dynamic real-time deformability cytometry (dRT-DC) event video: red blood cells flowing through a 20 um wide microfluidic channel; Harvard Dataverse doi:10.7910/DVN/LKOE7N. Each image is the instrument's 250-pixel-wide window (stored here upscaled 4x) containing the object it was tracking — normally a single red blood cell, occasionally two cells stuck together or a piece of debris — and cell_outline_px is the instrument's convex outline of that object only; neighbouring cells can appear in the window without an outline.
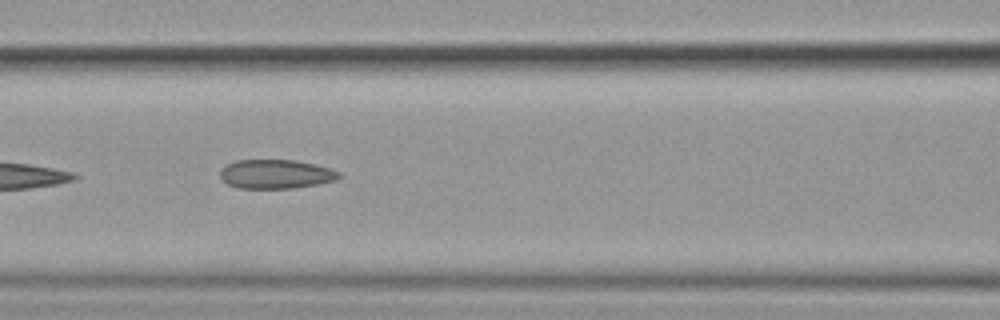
{"species": "common noctule bat (a hibernating species)", "species_latin": "Nyctalus noctula", "temperature_condition": "cold", "stored_images_in_passage": 25, "camera_frame_rate_fps": 3000, "um_per_image_px": 0.085, "animal": {"sex": "female", "body_mass_g": 19.9}, "frame": {"image": 1, "passage_image": 8, "time_ms": 2.333, "image_size_px": [1000, 320], "cell_outline_px": [[344, 176], [336, 180], [316, 184], [292, 188], [236, 188], [228, 184], [220, 176], [220, 168], [236, 160], [296, 160], [316, 164], [340, 172]], "centroid_in_image_um": [23.46, 14.79], "position_along_channel_um": 143.1, "area_um2": 20.17}}